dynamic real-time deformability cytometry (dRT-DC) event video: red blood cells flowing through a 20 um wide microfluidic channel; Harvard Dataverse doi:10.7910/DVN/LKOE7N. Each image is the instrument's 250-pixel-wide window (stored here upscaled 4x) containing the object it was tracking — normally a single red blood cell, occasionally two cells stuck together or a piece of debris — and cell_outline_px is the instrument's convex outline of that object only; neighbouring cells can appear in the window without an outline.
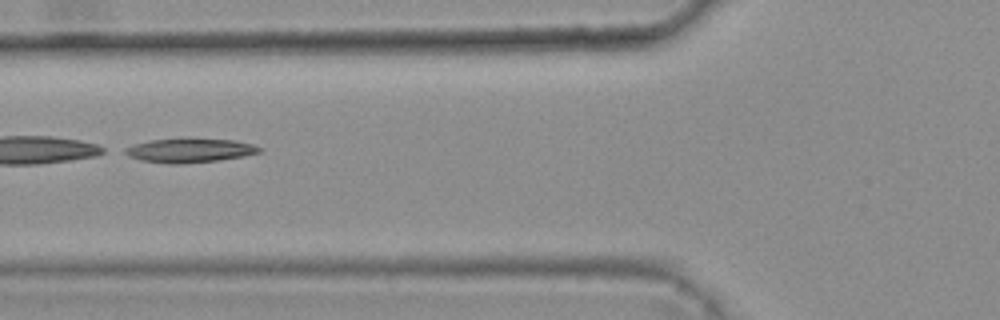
{"species": "common noctule bat (a hibernating species)", "species_latin": "Nyctalus noctula", "temperature_condition": "warm", "stored_images_in_passage": 7, "camera_frame_rate_fps": 3000, "um_per_image_px": 0.085, "animal": {"sex": "female", "body_mass_g": 25.1}, "frame": {"image": 1, "passage_image": 6, "time_ms": 1.667, "image_size_px": [1000, 320], "cell_outline_px": [[264, 148], [260, 152], [244, 156], [220, 160], [180, 164], [172, 164], [140, 160], [128, 156], [120, 152], [124, 148], [148, 140], [236, 140], [252, 144]], "centroid_in_image_um": [16.11, 12.81], "position_along_channel_um": 109.7, "area_um2": 18.5}}